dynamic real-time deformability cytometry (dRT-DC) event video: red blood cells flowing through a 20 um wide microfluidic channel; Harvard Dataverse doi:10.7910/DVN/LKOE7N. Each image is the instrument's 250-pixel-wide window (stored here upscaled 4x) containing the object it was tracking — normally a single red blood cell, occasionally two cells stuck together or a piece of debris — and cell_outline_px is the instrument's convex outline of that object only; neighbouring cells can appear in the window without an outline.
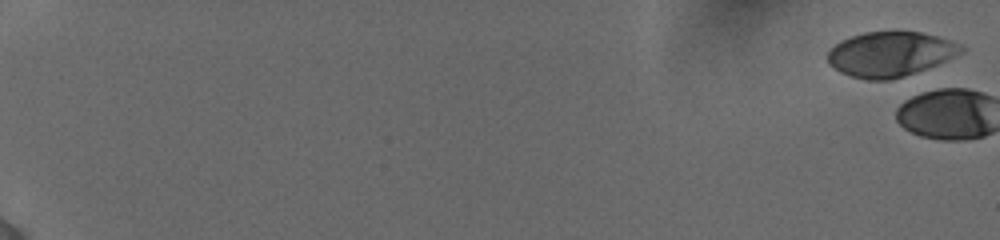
{"species": "human", "species_latin": "Homo sapiens", "temperature_condition": "cold", "stored_images_in_passage": 2, "camera_frame_rate_fps": 3000, "um_per_image_px": 0.085, "donor": {"sex": "female"}, "frame": {"image": 1, "passage_image": 1, "time_ms": 0.0, "image_size_px": [1000, 240], "cell_outline_px": [[964, 52], [948, 60], [928, 68], [904, 76], [888, 80], [868, 80], [852, 76], [840, 72], [828, 64], [828, 52], [840, 40], [864, 32], [920, 32], [940, 36], [964, 44]], "centroid_in_image_um": [75.73, 4.6], "position_along_channel_um": 9.3, "area_um2": 35.08}}